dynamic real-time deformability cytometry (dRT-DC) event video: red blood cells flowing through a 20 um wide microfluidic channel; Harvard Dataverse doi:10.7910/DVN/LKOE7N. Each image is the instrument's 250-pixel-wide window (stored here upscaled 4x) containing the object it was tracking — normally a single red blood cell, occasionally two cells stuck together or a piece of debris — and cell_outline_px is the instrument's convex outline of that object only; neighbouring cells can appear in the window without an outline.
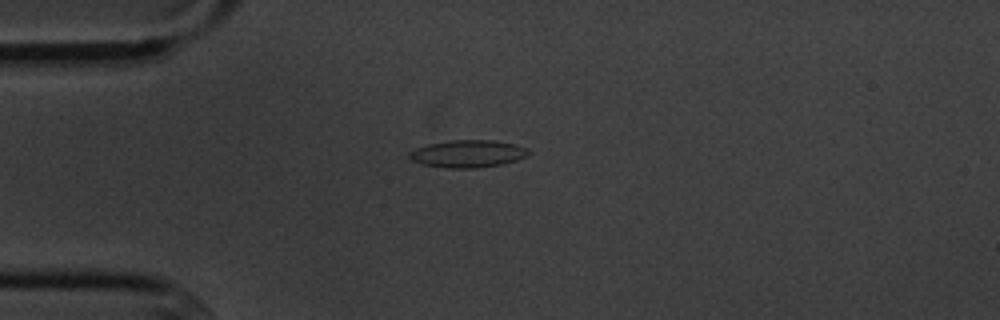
{"species": "common noctule bat (a hibernating species)", "species_latin": "Nyctalus noctula", "temperature_condition": "cold", "stored_images_in_passage": 3, "camera_frame_rate_fps": 3000, "um_per_image_px": 0.085, "animal": {"sex": "male", "body_mass_g": 20.1, "forearm_length_mm": 53.5}, "frame": {"image": 1, "passage_image": 1, "time_ms": 0.0, "image_size_px": [1000, 320], "cell_outline_px": [[532, 152], [516, 160], [500, 164], [472, 168], [448, 168], [424, 164], [412, 160], [408, 156], [408, 152], [416, 148], [428, 144], [452, 140], [492, 140], [516, 144], [528, 148]], "centroid_in_image_um": [39.77, 13.05], "position_along_channel_um": 45.2, "area_um2": 18.84}}
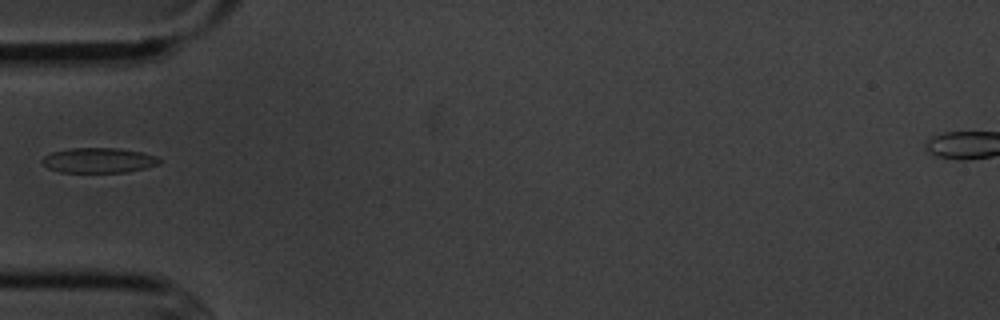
{"frame": {"image": 2, "passage_image": 2, "time_ms": 1.333, "image_size_px": [1000, 320], "cell_outline_px": [[160, 164], [128, 172], [60, 172], [48, 168], [40, 160], [44, 156], [52, 152], [68, 148], [116, 148], [140, 152], [156, 156], [160, 160]], "centroid_in_image_um": [8.36, 13.63], "position_along_channel_um": 76.6, "area_um2": 17.05}}
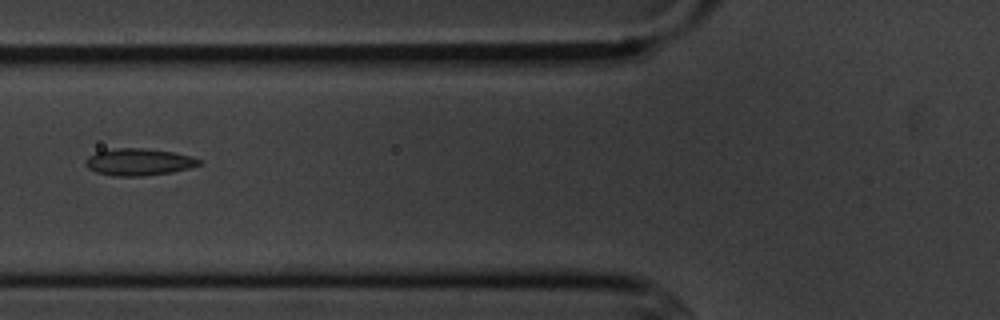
{"frame": {"image": 3, "passage_image": 3, "time_ms": 2.333, "image_size_px": [1000, 320], "cell_outline_px": [[200, 164], [188, 168], [172, 172], [144, 176], [112, 176], [96, 172], [88, 168], [84, 164], [84, 160], [88, 156], [96, 152], [120, 148], [144, 148], [172, 152], [188, 156], [200, 160]], "centroid_in_image_um": [11.73, 13.78], "position_along_channel_um": 114.1, "area_um2": 17.69}}